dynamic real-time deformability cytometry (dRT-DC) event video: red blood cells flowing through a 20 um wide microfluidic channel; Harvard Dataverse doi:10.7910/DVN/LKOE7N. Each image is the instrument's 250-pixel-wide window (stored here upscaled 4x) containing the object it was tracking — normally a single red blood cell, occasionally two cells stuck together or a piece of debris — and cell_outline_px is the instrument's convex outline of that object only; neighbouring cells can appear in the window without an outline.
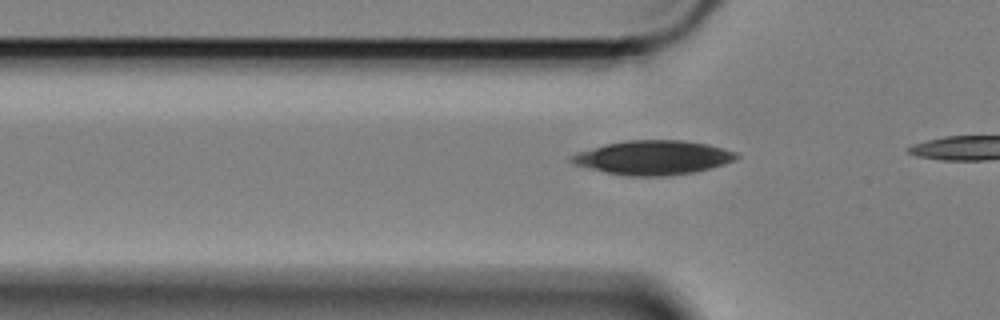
{"species": "Egyptian fruit bat (a non-hibernating species)", "species_latin": "Rousettus aegyptiacus", "temperature_condition": "cold", "stored_images_in_passage": 11, "camera_frame_rate_fps": 3000, "um_per_image_px": 0.085, "animal": {"sex": "female"}, "frame": {"image": 1, "passage_image": 4, "time_ms": 1.0, "image_size_px": [1000, 320], "cell_outline_px": [[740, 156], [736, 160], [724, 164], [692, 172], [668, 176], [628, 176], [608, 172], [576, 164], [568, 160], [572, 156], [580, 152], [604, 144], [628, 140], [684, 140], [708, 144], [724, 148], [736, 152]], "centroid_in_image_um": [55.58, 13.38], "position_along_channel_um": 70.2, "area_um2": 32.48}}
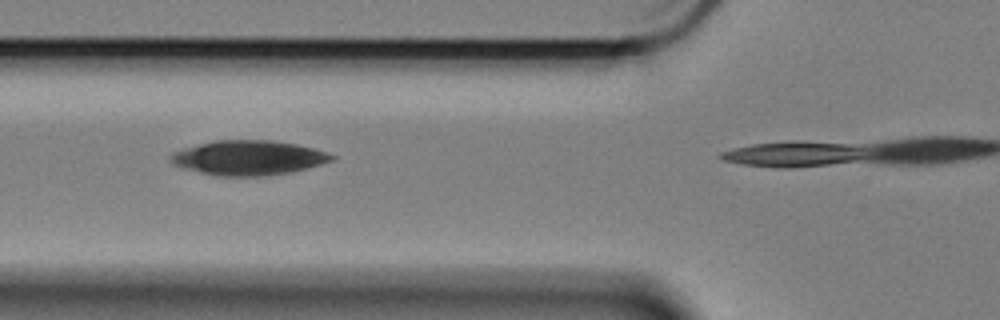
{"frame": {"image": 2, "passage_image": 7, "time_ms": 2.0, "image_size_px": [1000, 320], "cell_outline_px": [[336, 156], [332, 160], [320, 164], [292, 172], [264, 176], [212, 176], [180, 168], [172, 164], [168, 160], [168, 156], [172, 152], [184, 148], [216, 140], [272, 140], [296, 144], [312, 148]], "centroid_in_image_um": [21.02, 13.42], "position_along_channel_um": 104.8, "area_um2": 32.71}}
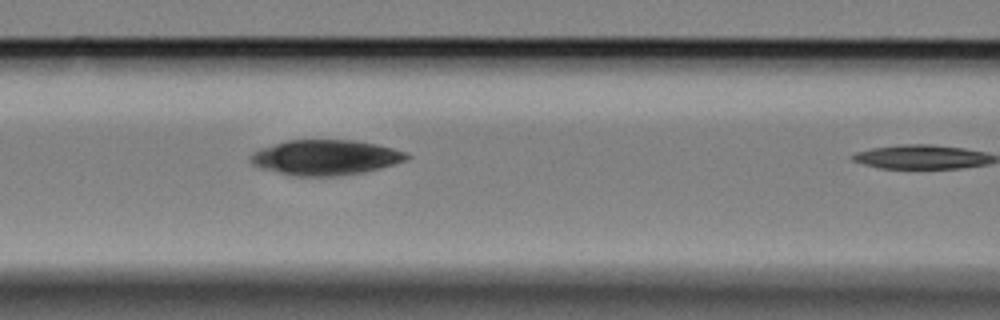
{"frame": {"image": 3, "passage_image": 10, "time_ms": 3.0, "image_size_px": [1000, 320], "cell_outline_px": [[412, 156], [408, 160], [380, 168], [364, 172], [340, 176], [296, 176], [260, 168], [252, 164], [248, 156], [252, 152], [260, 148], [288, 140], [352, 140], [376, 144], [392, 148], [404, 152]], "centroid_in_image_um": [27.66, 13.39], "position_along_channel_um": 138.9, "area_um2": 32.08}}